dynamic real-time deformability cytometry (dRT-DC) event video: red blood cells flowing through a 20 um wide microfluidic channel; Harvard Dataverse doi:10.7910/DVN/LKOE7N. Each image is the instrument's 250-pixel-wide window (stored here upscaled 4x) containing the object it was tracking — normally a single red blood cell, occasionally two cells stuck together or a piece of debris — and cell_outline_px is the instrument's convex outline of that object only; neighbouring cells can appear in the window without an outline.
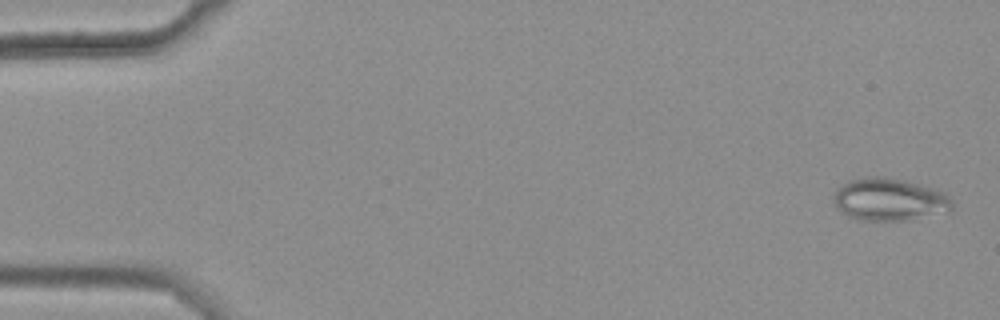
{"species": "common noctule bat (a hibernating species)", "species_latin": "Nyctalus noctula", "temperature_condition": "warm", "stored_images_in_passage": 48, "camera_frame_rate_fps": 3000, "um_per_image_px": 0.085, "animal": {"sex": "female", "body_mass_g": 25.1}, "frame": {"image": 1, "passage_image": 2, "time_ms": 0.333, "image_size_px": [1000, 320], "cell_outline_px": [[952, 208], [908, 220], [856, 220], [848, 216], [836, 204], [832, 196], [836, 188], [848, 180], [872, 176], [884, 176], [932, 188], [944, 192], [952, 200]], "centroid_in_image_um": [75.52, 16.94], "position_along_channel_um": 9.5, "area_um2": 28.73}}
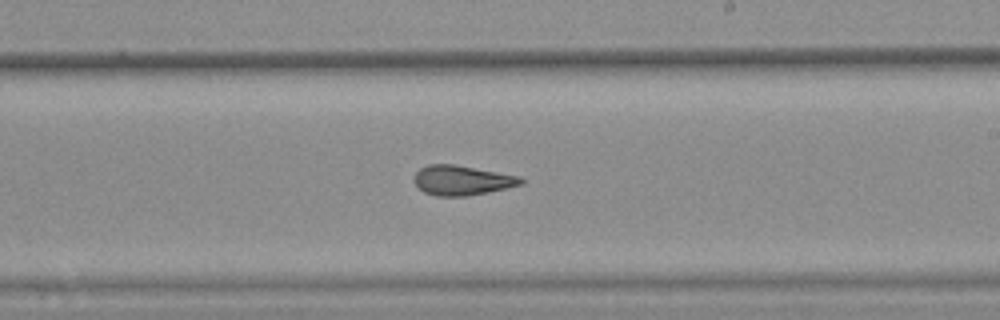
{"frame": {"image": 2, "passage_image": 33, "time_ms": 10.667, "image_size_px": [1000, 320], "cell_outline_px": [[524, 184], [488, 192], [468, 196], [436, 196], [424, 192], [412, 180], [416, 172], [420, 168], [428, 164], [456, 164], [520, 176], [524, 180]], "centroid_in_image_um": [39.27, 15.32], "position_along_channel_um": 249.7, "area_um2": 18.67}}
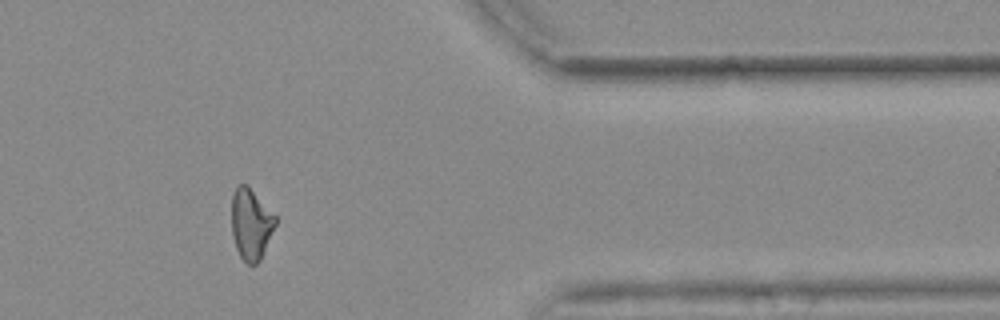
{"frame": {"image": 3, "passage_image": 46, "time_ms": 15.0, "image_size_px": [1000, 320], "cell_outline_px": [[276, 224], [260, 260], [256, 264], [248, 264], [240, 256], [236, 248], [232, 236], [232, 196], [236, 184], [248, 184], [276, 216]], "centroid_in_image_um": [21.32, 19.01], "position_along_channel_um": 390.1, "area_um2": 18.21}, "authors_computed_cell_mechanics": {"area_um2": 18.9873, "velocity_mm_per_s": 3.6911, "shape_relaxation_time_tau1_ms": null, "shape_relaxation_time_tau2_ms": 2.3895, "deformation_change_tau1": null, "deformation_change_tau2": 0.1029}}